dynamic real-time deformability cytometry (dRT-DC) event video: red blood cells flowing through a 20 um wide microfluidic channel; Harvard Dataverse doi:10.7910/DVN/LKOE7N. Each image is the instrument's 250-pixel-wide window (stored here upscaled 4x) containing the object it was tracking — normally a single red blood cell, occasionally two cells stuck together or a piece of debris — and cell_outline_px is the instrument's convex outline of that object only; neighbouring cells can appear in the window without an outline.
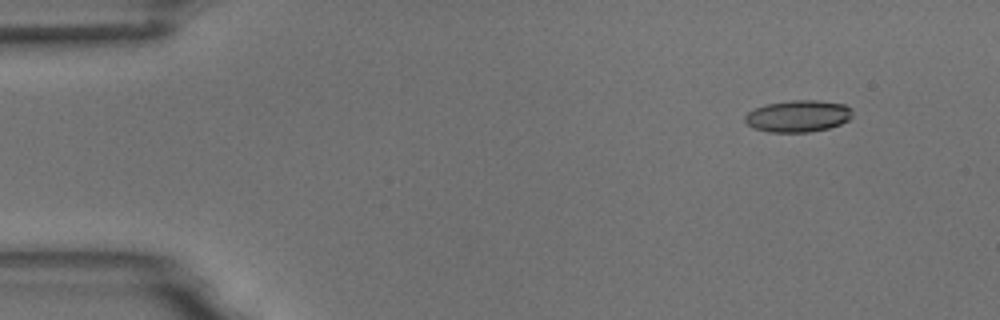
{"species": "common noctule bat (a hibernating species)", "species_latin": "Nyctalus noctula", "temperature_condition": "room temperature", "stored_images_in_passage": 4, "camera_frame_rate_fps": 3000, "um_per_image_px": 0.085, "animal": {"sex": "male", "body_mass_g": 18.8}, "frame": {"image": 1, "passage_image": 2, "time_ms": 1.0, "image_size_px": [1000, 320], "cell_outline_px": [[852, 116], [848, 120], [840, 124], [828, 128], [808, 132], [768, 132], [752, 128], [744, 120], [744, 116], [748, 112], [756, 108], [768, 104], [792, 100], [816, 100], [844, 104], [852, 108]], "centroid_in_image_um": [67.84, 9.87], "position_along_channel_um": 17.2, "area_um2": 19.88}}